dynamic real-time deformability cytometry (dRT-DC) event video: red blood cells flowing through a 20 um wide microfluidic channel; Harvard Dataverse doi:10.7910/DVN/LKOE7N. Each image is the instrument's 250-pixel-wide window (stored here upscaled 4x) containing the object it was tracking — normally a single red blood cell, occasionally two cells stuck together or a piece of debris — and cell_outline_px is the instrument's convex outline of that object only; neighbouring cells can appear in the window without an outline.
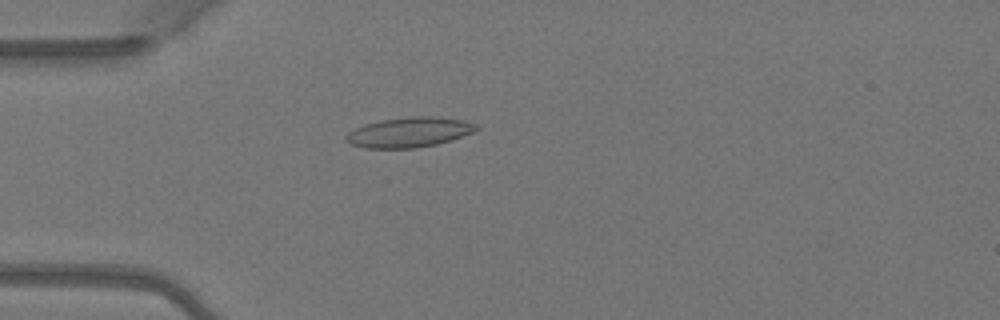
{"species": "Egyptian fruit bat (a non-hibernating species)", "species_latin": "Rousettus aegyptiacus", "temperature_condition": "warm", "stored_images_in_passage": 4, "camera_frame_rate_fps": 3000, "um_per_image_px": 0.085, "animal": {"sex": "female"}, "frame": {"image": 1, "passage_image": 4, "time_ms": 1.0, "image_size_px": [1000, 320], "cell_outline_px": [[480, 128], [472, 132], [436, 144], [416, 148], [364, 148], [352, 144], [344, 140], [344, 136], [348, 132], [364, 124], [380, 120], [408, 116], [436, 116], [464, 120], [476, 124]], "centroid_in_image_um": [34.74, 11.23], "position_along_channel_um": 50.3, "area_um2": 22.77}}